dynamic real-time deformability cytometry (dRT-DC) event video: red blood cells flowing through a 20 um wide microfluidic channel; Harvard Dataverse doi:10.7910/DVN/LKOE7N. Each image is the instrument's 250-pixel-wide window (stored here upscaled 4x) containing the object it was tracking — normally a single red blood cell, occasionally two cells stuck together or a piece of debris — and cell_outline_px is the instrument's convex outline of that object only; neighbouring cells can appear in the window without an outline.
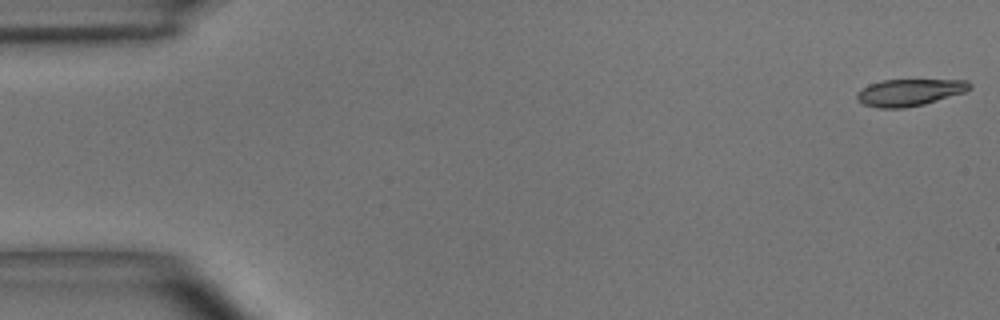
{"species": "common noctule bat (a hibernating species)", "species_latin": "Nyctalus noctula", "temperature_condition": "room temperature", "stored_images_in_passage": 10, "camera_frame_rate_fps": 3000, "um_per_image_px": 0.085, "animal": {"sex": "male", "body_mass_g": 15.6}, "frame": {"image": 1, "passage_image": 1, "time_ms": 0.0, "image_size_px": [1000, 320], "cell_outline_px": [[972, 88], [964, 92], [924, 104], [904, 108], [880, 108], [864, 104], [856, 100], [856, 92], [868, 84], [884, 80], [968, 80], [972, 84]], "centroid_in_image_um": [77.29, 7.85], "position_along_channel_um": 7.7, "area_um2": 17.69}}